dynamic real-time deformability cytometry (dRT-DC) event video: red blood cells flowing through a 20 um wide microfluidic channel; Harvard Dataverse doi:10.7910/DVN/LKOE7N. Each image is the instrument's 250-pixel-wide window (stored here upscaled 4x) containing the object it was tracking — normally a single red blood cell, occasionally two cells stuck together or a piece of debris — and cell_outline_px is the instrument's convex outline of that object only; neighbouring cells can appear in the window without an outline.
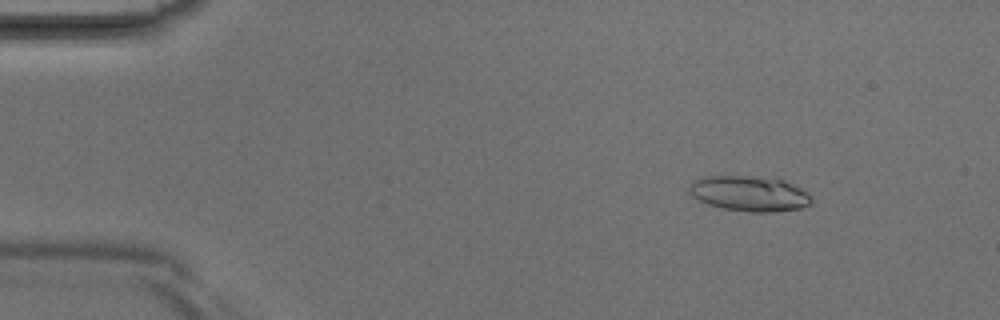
{"species": "Egyptian fruit bat (a non-hibernating species)", "species_latin": "Rousettus aegyptiacus", "temperature_condition": "room temperature", "stored_images_in_passage": 4, "camera_frame_rate_fps": 3000, "um_per_image_px": 0.085, "animal": {"sex": "male"}, "frame": {"image": 1, "passage_image": 2, "time_ms": 0.333, "image_size_px": [1000, 320], "cell_outline_px": [[812, 204], [800, 208], [776, 212], [752, 212], [724, 208], [708, 204], [692, 196], [688, 192], [688, 188], [692, 180], [704, 176], [752, 176], [784, 180], [800, 188], [812, 200]], "centroid_in_image_um": [63.66, 16.45], "position_along_channel_um": 21.3, "area_um2": 25.03}}